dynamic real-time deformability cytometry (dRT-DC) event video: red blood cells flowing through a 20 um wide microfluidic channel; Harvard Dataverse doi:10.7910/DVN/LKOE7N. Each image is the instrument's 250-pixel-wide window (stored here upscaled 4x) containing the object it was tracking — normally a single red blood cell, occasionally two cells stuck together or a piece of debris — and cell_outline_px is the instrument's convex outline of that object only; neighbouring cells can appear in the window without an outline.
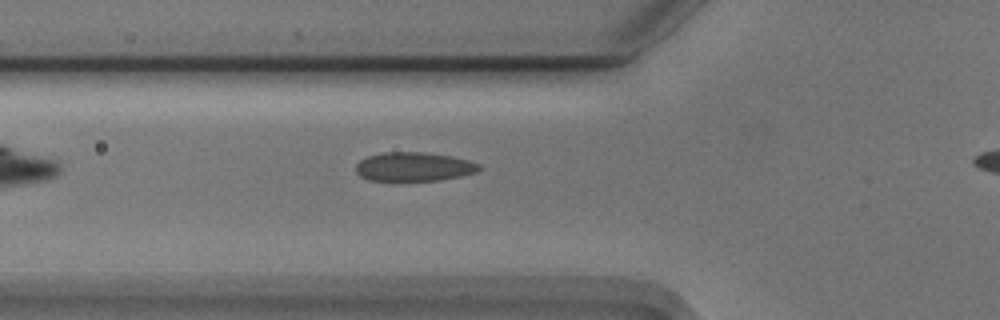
{"species": "Egyptian fruit bat (a non-hibernating species)", "species_latin": "Rousettus aegyptiacus", "temperature_condition": "cold", "stored_images_in_passage": 37, "camera_frame_rate_fps": 3000, "um_per_image_px": 0.085, "animal": {"sex": "male"}, "frame": {"image": 1, "passage_image": 8, "time_ms": 2.333, "image_size_px": [1000, 320], "cell_outline_px": [[480, 168], [476, 172], [460, 176], [440, 180], [392, 184], [368, 180], [360, 176], [356, 172], [356, 164], [360, 160], [368, 156], [384, 152], [424, 152], [452, 156], [468, 160], [480, 164]], "centroid_in_image_um": [35.11, 14.22], "position_along_channel_um": 90.7, "area_um2": 21.73}}
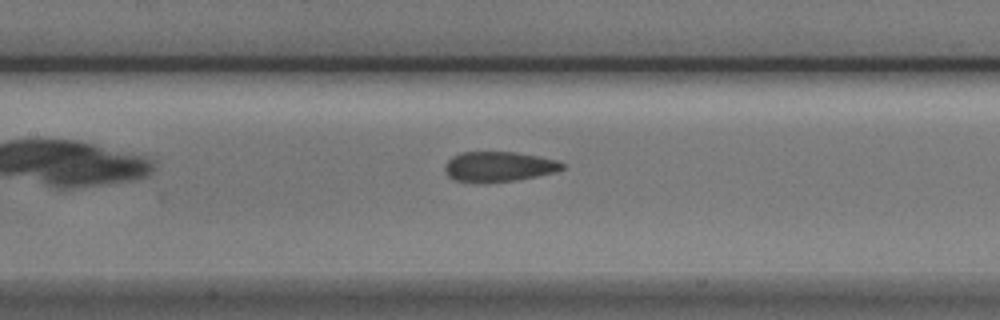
{"frame": {"image": 2, "passage_image": 14, "time_ms": 4.333, "image_size_px": [1000, 320], "cell_outline_px": [[564, 168], [556, 172], [516, 180], [484, 184], [476, 184], [456, 180], [448, 176], [444, 168], [444, 164], [452, 156], [460, 152], [516, 152], [540, 156], [556, 160], [564, 164]], "centroid_in_image_um": [42.36, 14.18], "position_along_channel_um": 165.0, "area_um2": 20.98}}
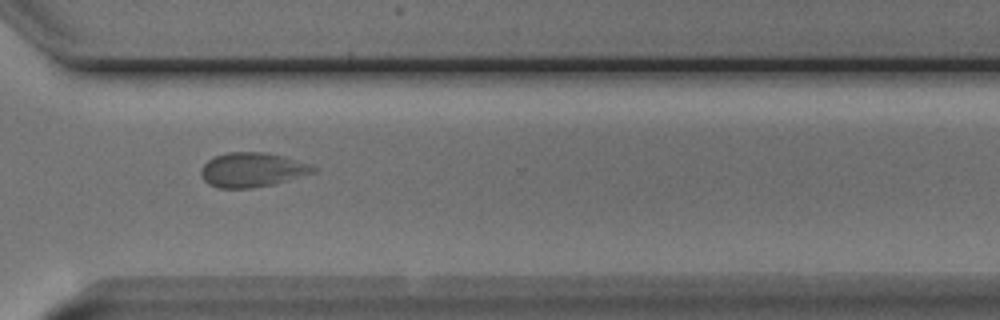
{"frame": {"image": 3, "passage_image": 29, "time_ms": 9.333, "image_size_px": [1000, 320], "cell_outline_px": [[316, 172], [272, 184], [248, 188], [220, 188], [208, 184], [204, 180], [200, 172], [204, 164], [208, 160], [216, 156], [228, 152], [268, 152], [284, 156], [312, 164], [316, 168]], "centroid_in_image_um": [21.45, 14.42], "position_along_channel_um": 349.1, "area_um2": 22.43}, "authors_computed_cell_mechanics": {"area_um2": 20.808, "velocity_mm_per_s": 3.6966, "shape_relaxation_time_tau1_ms": null, "shape_relaxation_time_tau2_ms": 1.3011, "deformation_change_tau1": null, "deformation_change_tau2": 0.0614}}